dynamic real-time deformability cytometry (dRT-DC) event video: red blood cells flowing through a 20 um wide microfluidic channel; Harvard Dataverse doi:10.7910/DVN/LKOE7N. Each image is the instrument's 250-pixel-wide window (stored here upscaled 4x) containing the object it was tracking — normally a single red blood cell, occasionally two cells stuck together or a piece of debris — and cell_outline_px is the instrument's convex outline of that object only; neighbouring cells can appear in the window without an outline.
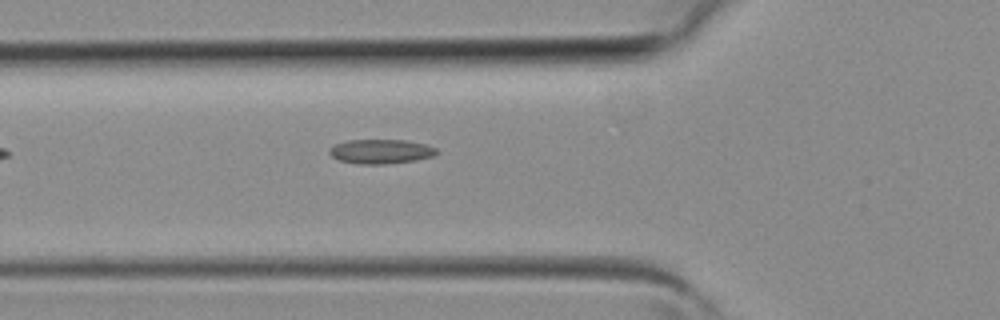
{"species": "common noctule bat (a hibernating species)", "species_latin": "Nyctalus noctula", "temperature_condition": "room temperature", "stored_images_in_passage": 4, "camera_frame_rate_fps": 3000, "um_per_image_px": 0.085, "animal": {"sex": "female", "body_mass_g": 19.3, "forearm_length_mm": 54.1}, "frame": {"image": 1, "passage_image": 4, "time_ms": 1.0, "image_size_px": [1000, 320], "cell_outline_px": [[440, 152], [432, 156], [416, 160], [384, 164], [360, 164], [340, 160], [332, 156], [328, 152], [328, 148], [336, 144], [348, 140], [404, 140], [424, 144], [436, 148]], "centroid_in_image_um": [32.37, 12.87], "position_along_channel_um": 93.4, "area_um2": 15.14}}